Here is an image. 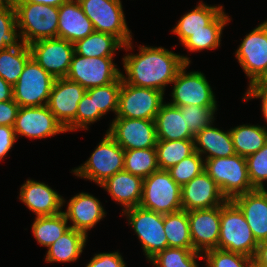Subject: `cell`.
<instances>
[{
	"instance_id": "1",
	"label": "cell",
	"mask_w": 267,
	"mask_h": 267,
	"mask_svg": "<svg viewBox=\"0 0 267 267\" xmlns=\"http://www.w3.org/2000/svg\"><path fill=\"white\" fill-rule=\"evenodd\" d=\"M138 54L123 57L126 76L121 73L124 82L130 85L152 88L164 93L165 87L172 84L179 70L189 57L176 54L163 47L139 46Z\"/></svg>"
},
{
	"instance_id": "2",
	"label": "cell",
	"mask_w": 267,
	"mask_h": 267,
	"mask_svg": "<svg viewBox=\"0 0 267 267\" xmlns=\"http://www.w3.org/2000/svg\"><path fill=\"white\" fill-rule=\"evenodd\" d=\"M258 244L242 211L232 200H227L220 206L218 249L253 258Z\"/></svg>"
},
{
	"instance_id": "3",
	"label": "cell",
	"mask_w": 267,
	"mask_h": 267,
	"mask_svg": "<svg viewBox=\"0 0 267 267\" xmlns=\"http://www.w3.org/2000/svg\"><path fill=\"white\" fill-rule=\"evenodd\" d=\"M23 43L57 38L59 7L32 2H13Z\"/></svg>"
},
{
	"instance_id": "4",
	"label": "cell",
	"mask_w": 267,
	"mask_h": 267,
	"mask_svg": "<svg viewBox=\"0 0 267 267\" xmlns=\"http://www.w3.org/2000/svg\"><path fill=\"white\" fill-rule=\"evenodd\" d=\"M204 171L219 186L227 200L255 190L249 180L246 157L238 154L206 159Z\"/></svg>"
},
{
	"instance_id": "5",
	"label": "cell",
	"mask_w": 267,
	"mask_h": 267,
	"mask_svg": "<svg viewBox=\"0 0 267 267\" xmlns=\"http://www.w3.org/2000/svg\"><path fill=\"white\" fill-rule=\"evenodd\" d=\"M124 168V149L106 133L85 163L72 169L77 177L101 185Z\"/></svg>"
},
{
	"instance_id": "6",
	"label": "cell",
	"mask_w": 267,
	"mask_h": 267,
	"mask_svg": "<svg viewBox=\"0 0 267 267\" xmlns=\"http://www.w3.org/2000/svg\"><path fill=\"white\" fill-rule=\"evenodd\" d=\"M139 206L161 214L175 213L182 208L181 186L167 170H158L144 178Z\"/></svg>"
},
{
	"instance_id": "7",
	"label": "cell",
	"mask_w": 267,
	"mask_h": 267,
	"mask_svg": "<svg viewBox=\"0 0 267 267\" xmlns=\"http://www.w3.org/2000/svg\"><path fill=\"white\" fill-rule=\"evenodd\" d=\"M94 30L117 37L124 45L132 41L121 0H77Z\"/></svg>"
},
{
	"instance_id": "8",
	"label": "cell",
	"mask_w": 267,
	"mask_h": 267,
	"mask_svg": "<svg viewBox=\"0 0 267 267\" xmlns=\"http://www.w3.org/2000/svg\"><path fill=\"white\" fill-rule=\"evenodd\" d=\"M128 218L142 243L146 258L150 261L159 252L168 248L164 232V214L145 209L141 206L132 207L122 212Z\"/></svg>"
},
{
	"instance_id": "9",
	"label": "cell",
	"mask_w": 267,
	"mask_h": 267,
	"mask_svg": "<svg viewBox=\"0 0 267 267\" xmlns=\"http://www.w3.org/2000/svg\"><path fill=\"white\" fill-rule=\"evenodd\" d=\"M54 81L55 78L31 57L13 86V99L19 107L47 105Z\"/></svg>"
},
{
	"instance_id": "10",
	"label": "cell",
	"mask_w": 267,
	"mask_h": 267,
	"mask_svg": "<svg viewBox=\"0 0 267 267\" xmlns=\"http://www.w3.org/2000/svg\"><path fill=\"white\" fill-rule=\"evenodd\" d=\"M163 100L164 93L160 90L130 85L122 80L115 118L155 120Z\"/></svg>"
},
{
	"instance_id": "11",
	"label": "cell",
	"mask_w": 267,
	"mask_h": 267,
	"mask_svg": "<svg viewBox=\"0 0 267 267\" xmlns=\"http://www.w3.org/2000/svg\"><path fill=\"white\" fill-rule=\"evenodd\" d=\"M114 57H84L73 54L66 78L77 82L86 90L113 83L121 77Z\"/></svg>"
},
{
	"instance_id": "12",
	"label": "cell",
	"mask_w": 267,
	"mask_h": 267,
	"mask_svg": "<svg viewBox=\"0 0 267 267\" xmlns=\"http://www.w3.org/2000/svg\"><path fill=\"white\" fill-rule=\"evenodd\" d=\"M189 65L186 63L173 80L172 100L169 103L177 107H217L215 95L206 77L201 71L186 73Z\"/></svg>"
},
{
	"instance_id": "13",
	"label": "cell",
	"mask_w": 267,
	"mask_h": 267,
	"mask_svg": "<svg viewBox=\"0 0 267 267\" xmlns=\"http://www.w3.org/2000/svg\"><path fill=\"white\" fill-rule=\"evenodd\" d=\"M106 133L124 150L155 148L157 145L154 120L114 118Z\"/></svg>"
},
{
	"instance_id": "14",
	"label": "cell",
	"mask_w": 267,
	"mask_h": 267,
	"mask_svg": "<svg viewBox=\"0 0 267 267\" xmlns=\"http://www.w3.org/2000/svg\"><path fill=\"white\" fill-rule=\"evenodd\" d=\"M32 58L55 79L68 74L74 44L61 38L41 39L29 45Z\"/></svg>"
},
{
	"instance_id": "15",
	"label": "cell",
	"mask_w": 267,
	"mask_h": 267,
	"mask_svg": "<svg viewBox=\"0 0 267 267\" xmlns=\"http://www.w3.org/2000/svg\"><path fill=\"white\" fill-rule=\"evenodd\" d=\"M235 55L252 84L267 66V20L246 34Z\"/></svg>"
},
{
	"instance_id": "16",
	"label": "cell",
	"mask_w": 267,
	"mask_h": 267,
	"mask_svg": "<svg viewBox=\"0 0 267 267\" xmlns=\"http://www.w3.org/2000/svg\"><path fill=\"white\" fill-rule=\"evenodd\" d=\"M14 132L16 137L26 136L32 139L52 137L66 132V129L51 113L47 105L39 107H19Z\"/></svg>"
},
{
	"instance_id": "17",
	"label": "cell",
	"mask_w": 267,
	"mask_h": 267,
	"mask_svg": "<svg viewBox=\"0 0 267 267\" xmlns=\"http://www.w3.org/2000/svg\"><path fill=\"white\" fill-rule=\"evenodd\" d=\"M86 91L80 84L66 77L55 79L47 107L64 128L76 118L78 104Z\"/></svg>"
},
{
	"instance_id": "18",
	"label": "cell",
	"mask_w": 267,
	"mask_h": 267,
	"mask_svg": "<svg viewBox=\"0 0 267 267\" xmlns=\"http://www.w3.org/2000/svg\"><path fill=\"white\" fill-rule=\"evenodd\" d=\"M226 201L219 186L205 171L181 186V202L185 211L210 209Z\"/></svg>"
},
{
	"instance_id": "19",
	"label": "cell",
	"mask_w": 267,
	"mask_h": 267,
	"mask_svg": "<svg viewBox=\"0 0 267 267\" xmlns=\"http://www.w3.org/2000/svg\"><path fill=\"white\" fill-rule=\"evenodd\" d=\"M188 220L194 251L203 254L218 248L220 206L188 211Z\"/></svg>"
},
{
	"instance_id": "20",
	"label": "cell",
	"mask_w": 267,
	"mask_h": 267,
	"mask_svg": "<svg viewBox=\"0 0 267 267\" xmlns=\"http://www.w3.org/2000/svg\"><path fill=\"white\" fill-rule=\"evenodd\" d=\"M19 200L37 216L61 213L66 202L63 197L43 182L28 179L20 188Z\"/></svg>"
},
{
	"instance_id": "21",
	"label": "cell",
	"mask_w": 267,
	"mask_h": 267,
	"mask_svg": "<svg viewBox=\"0 0 267 267\" xmlns=\"http://www.w3.org/2000/svg\"><path fill=\"white\" fill-rule=\"evenodd\" d=\"M67 206V210L62 212L67 221L72 222L70 228L82 232L86 236H88L87 231L94 228L95 224L106 215L100 200L85 192L72 197Z\"/></svg>"
},
{
	"instance_id": "22",
	"label": "cell",
	"mask_w": 267,
	"mask_h": 267,
	"mask_svg": "<svg viewBox=\"0 0 267 267\" xmlns=\"http://www.w3.org/2000/svg\"><path fill=\"white\" fill-rule=\"evenodd\" d=\"M232 201L242 211L256 241L267 240V190L255 189L234 197Z\"/></svg>"
},
{
	"instance_id": "23",
	"label": "cell",
	"mask_w": 267,
	"mask_h": 267,
	"mask_svg": "<svg viewBox=\"0 0 267 267\" xmlns=\"http://www.w3.org/2000/svg\"><path fill=\"white\" fill-rule=\"evenodd\" d=\"M94 31L91 20L84 14L77 0H68L59 6L57 38L74 44Z\"/></svg>"
},
{
	"instance_id": "24",
	"label": "cell",
	"mask_w": 267,
	"mask_h": 267,
	"mask_svg": "<svg viewBox=\"0 0 267 267\" xmlns=\"http://www.w3.org/2000/svg\"><path fill=\"white\" fill-rule=\"evenodd\" d=\"M143 178L125 170L115 173L100 187L106 189L112 199L123 206V211L139 206L142 198Z\"/></svg>"
},
{
	"instance_id": "25",
	"label": "cell",
	"mask_w": 267,
	"mask_h": 267,
	"mask_svg": "<svg viewBox=\"0 0 267 267\" xmlns=\"http://www.w3.org/2000/svg\"><path fill=\"white\" fill-rule=\"evenodd\" d=\"M205 127L194 136L195 151L205 159L230 157L236 154L230 130H223L213 127Z\"/></svg>"
},
{
	"instance_id": "26",
	"label": "cell",
	"mask_w": 267,
	"mask_h": 267,
	"mask_svg": "<svg viewBox=\"0 0 267 267\" xmlns=\"http://www.w3.org/2000/svg\"><path fill=\"white\" fill-rule=\"evenodd\" d=\"M154 121L157 140H194L177 106L163 103Z\"/></svg>"
},
{
	"instance_id": "27",
	"label": "cell",
	"mask_w": 267,
	"mask_h": 267,
	"mask_svg": "<svg viewBox=\"0 0 267 267\" xmlns=\"http://www.w3.org/2000/svg\"><path fill=\"white\" fill-rule=\"evenodd\" d=\"M223 6H209L202 1L193 10L184 14L172 31L181 43H183L192 33L199 31H209V24L223 11Z\"/></svg>"
},
{
	"instance_id": "28",
	"label": "cell",
	"mask_w": 267,
	"mask_h": 267,
	"mask_svg": "<svg viewBox=\"0 0 267 267\" xmlns=\"http://www.w3.org/2000/svg\"><path fill=\"white\" fill-rule=\"evenodd\" d=\"M121 48L133 50L132 42L124 45L117 37L97 31L74 43L75 54L84 57H114L116 50Z\"/></svg>"
},
{
	"instance_id": "29",
	"label": "cell",
	"mask_w": 267,
	"mask_h": 267,
	"mask_svg": "<svg viewBox=\"0 0 267 267\" xmlns=\"http://www.w3.org/2000/svg\"><path fill=\"white\" fill-rule=\"evenodd\" d=\"M87 237L82 232L70 228L53 244L47 247L48 251L45 255V261L47 263L75 262L83 252Z\"/></svg>"
},
{
	"instance_id": "30",
	"label": "cell",
	"mask_w": 267,
	"mask_h": 267,
	"mask_svg": "<svg viewBox=\"0 0 267 267\" xmlns=\"http://www.w3.org/2000/svg\"><path fill=\"white\" fill-rule=\"evenodd\" d=\"M236 154L247 157L267 143V128L259 125H239L230 129Z\"/></svg>"
},
{
	"instance_id": "31",
	"label": "cell",
	"mask_w": 267,
	"mask_h": 267,
	"mask_svg": "<svg viewBox=\"0 0 267 267\" xmlns=\"http://www.w3.org/2000/svg\"><path fill=\"white\" fill-rule=\"evenodd\" d=\"M31 57L30 47L25 43L0 51V77L14 86Z\"/></svg>"
},
{
	"instance_id": "32",
	"label": "cell",
	"mask_w": 267,
	"mask_h": 267,
	"mask_svg": "<svg viewBox=\"0 0 267 267\" xmlns=\"http://www.w3.org/2000/svg\"><path fill=\"white\" fill-rule=\"evenodd\" d=\"M164 232L168 247L194 250L190 236L188 211L164 214Z\"/></svg>"
},
{
	"instance_id": "33",
	"label": "cell",
	"mask_w": 267,
	"mask_h": 267,
	"mask_svg": "<svg viewBox=\"0 0 267 267\" xmlns=\"http://www.w3.org/2000/svg\"><path fill=\"white\" fill-rule=\"evenodd\" d=\"M231 19L222 11L210 24L209 31L192 33L182 44L189 51L214 50L220 46L222 30Z\"/></svg>"
},
{
	"instance_id": "34",
	"label": "cell",
	"mask_w": 267,
	"mask_h": 267,
	"mask_svg": "<svg viewBox=\"0 0 267 267\" xmlns=\"http://www.w3.org/2000/svg\"><path fill=\"white\" fill-rule=\"evenodd\" d=\"M63 212L52 216H37L32 224V233L41 246L49 247L70 226Z\"/></svg>"
},
{
	"instance_id": "35",
	"label": "cell",
	"mask_w": 267,
	"mask_h": 267,
	"mask_svg": "<svg viewBox=\"0 0 267 267\" xmlns=\"http://www.w3.org/2000/svg\"><path fill=\"white\" fill-rule=\"evenodd\" d=\"M157 163L167 170L195 152L194 140H157Z\"/></svg>"
},
{
	"instance_id": "36",
	"label": "cell",
	"mask_w": 267,
	"mask_h": 267,
	"mask_svg": "<svg viewBox=\"0 0 267 267\" xmlns=\"http://www.w3.org/2000/svg\"><path fill=\"white\" fill-rule=\"evenodd\" d=\"M123 170L143 179L158 171L156 148L124 150Z\"/></svg>"
},
{
	"instance_id": "37",
	"label": "cell",
	"mask_w": 267,
	"mask_h": 267,
	"mask_svg": "<svg viewBox=\"0 0 267 267\" xmlns=\"http://www.w3.org/2000/svg\"><path fill=\"white\" fill-rule=\"evenodd\" d=\"M121 84L122 78L120 77L113 83L87 89L86 93L95 104V122L109 111L117 114Z\"/></svg>"
},
{
	"instance_id": "38",
	"label": "cell",
	"mask_w": 267,
	"mask_h": 267,
	"mask_svg": "<svg viewBox=\"0 0 267 267\" xmlns=\"http://www.w3.org/2000/svg\"><path fill=\"white\" fill-rule=\"evenodd\" d=\"M196 258H203V254L190 249L168 247L149 262L154 267H199Z\"/></svg>"
},
{
	"instance_id": "39",
	"label": "cell",
	"mask_w": 267,
	"mask_h": 267,
	"mask_svg": "<svg viewBox=\"0 0 267 267\" xmlns=\"http://www.w3.org/2000/svg\"><path fill=\"white\" fill-rule=\"evenodd\" d=\"M17 29L16 10L10 0L0 8V51L9 47H18L23 43L19 31L17 33Z\"/></svg>"
},
{
	"instance_id": "40",
	"label": "cell",
	"mask_w": 267,
	"mask_h": 267,
	"mask_svg": "<svg viewBox=\"0 0 267 267\" xmlns=\"http://www.w3.org/2000/svg\"><path fill=\"white\" fill-rule=\"evenodd\" d=\"M203 259L206 267H255L253 258L218 248L203 253Z\"/></svg>"
},
{
	"instance_id": "41",
	"label": "cell",
	"mask_w": 267,
	"mask_h": 267,
	"mask_svg": "<svg viewBox=\"0 0 267 267\" xmlns=\"http://www.w3.org/2000/svg\"><path fill=\"white\" fill-rule=\"evenodd\" d=\"M167 171L173 180L182 186L204 171V159L195 151L176 165L171 166Z\"/></svg>"
},
{
	"instance_id": "42",
	"label": "cell",
	"mask_w": 267,
	"mask_h": 267,
	"mask_svg": "<svg viewBox=\"0 0 267 267\" xmlns=\"http://www.w3.org/2000/svg\"><path fill=\"white\" fill-rule=\"evenodd\" d=\"M181 115L185 118L186 125L190 132L195 136L205 127H209L214 123V114L217 107H202V106H181L178 107Z\"/></svg>"
},
{
	"instance_id": "43",
	"label": "cell",
	"mask_w": 267,
	"mask_h": 267,
	"mask_svg": "<svg viewBox=\"0 0 267 267\" xmlns=\"http://www.w3.org/2000/svg\"><path fill=\"white\" fill-rule=\"evenodd\" d=\"M249 180L255 189H265L267 181V143L256 153L246 157Z\"/></svg>"
},
{
	"instance_id": "44",
	"label": "cell",
	"mask_w": 267,
	"mask_h": 267,
	"mask_svg": "<svg viewBox=\"0 0 267 267\" xmlns=\"http://www.w3.org/2000/svg\"><path fill=\"white\" fill-rule=\"evenodd\" d=\"M95 122V104L93 99L85 93L78 104L76 118L65 128L66 132L79 128L88 130V125Z\"/></svg>"
},
{
	"instance_id": "45",
	"label": "cell",
	"mask_w": 267,
	"mask_h": 267,
	"mask_svg": "<svg viewBox=\"0 0 267 267\" xmlns=\"http://www.w3.org/2000/svg\"><path fill=\"white\" fill-rule=\"evenodd\" d=\"M85 267H126L122 255L118 251L98 253Z\"/></svg>"
},
{
	"instance_id": "46",
	"label": "cell",
	"mask_w": 267,
	"mask_h": 267,
	"mask_svg": "<svg viewBox=\"0 0 267 267\" xmlns=\"http://www.w3.org/2000/svg\"><path fill=\"white\" fill-rule=\"evenodd\" d=\"M18 110L14 99L0 102V125L14 127Z\"/></svg>"
},
{
	"instance_id": "47",
	"label": "cell",
	"mask_w": 267,
	"mask_h": 267,
	"mask_svg": "<svg viewBox=\"0 0 267 267\" xmlns=\"http://www.w3.org/2000/svg\"><path fill=\"white\" fill-rule=\"evenodd\" d=\"M18 140L14 127L0 125V161L11 150L15 141Z\"/></svg>"
},
{
	"instance_id": "48",
	"label": "cell",
	"mask_w": 267,
	"mask_h": 267,
	"mask_svg": "<svg viewBox=\"0 0 267 267\" xmlns=\"http://www.w3.org/2000/svg\"><path fill=\"white\" fill-rule=\"evenodd\" d=\"M244 101L249 99L260 98L262 100V113L267 122V87H248V90L244 94Z\"/></svg>"
},
{
	"instance_id": "49",
	"label": "cell",
	"mask_w": 267,
	"mask_h": 267,
	"mask_svg": "<svg viewBox=\"0 0 267 267\" xmlns=\"http://www.w3.org/2000/svg\"><path fill=\"white\" fill-rule=\"evenodd\" d=\"M253 260L255 267H267V240L258 244Z\"/></svg>"
},
{
	"instance_id": "50",
	"label": "cell",
	"mask_w": 267,
	"mask_h": 267,
	"mask_svg": "<svg viewBox=\"0 0 267 267\" xmlns=\"http://www.w3.org/2000/svg\"><path fill=\"white\" fill-rule=\"evenodd\" d=\"M13 99V86L0 77V102Z\"/></svg>"
},
{
	"instance_id": "51",
	"label": "cell",
	"mask_w": 267,
	"mask_h": 267,
	"mask_svg": "<svg viewBox=\"0 0 267 267\" xmlns=\"http://www.w3.org/2000/svg\"><path fill=\"white\" fill-rule=\"evenodd\" d=\"M12 2H32L37 4H44L53 7H59L68 0H11Z\"/></svg>"
},
{
	"instance_id": "52",
	"label": "cell",
	"mask_w": 267,
	"mask_h": 267,
	"mask_svg": "<svg viewBox=\"0 0 267 267\" xmlns=\"http://www.w3.org/2000/svg\"><path fill=\"white\" fill-rule=\"evenodd\" d=\"M249 87H267V66L263 73Z\"/></svg>"
},
{
	"instance_id": "53",
	"label": "cell",
	"mask_w": 267,
	"mask_h": 267,
	"mask_svg": "<svg viewBox=\"0 0 267 267\" xmlns=\"http://www.w3.org/2000/svg\"><path fill=\"white\" fill-rule=\"evenodd\" d=\"M10 0H0V8L5 6Z\"/></svg>"
}]
</instances>
